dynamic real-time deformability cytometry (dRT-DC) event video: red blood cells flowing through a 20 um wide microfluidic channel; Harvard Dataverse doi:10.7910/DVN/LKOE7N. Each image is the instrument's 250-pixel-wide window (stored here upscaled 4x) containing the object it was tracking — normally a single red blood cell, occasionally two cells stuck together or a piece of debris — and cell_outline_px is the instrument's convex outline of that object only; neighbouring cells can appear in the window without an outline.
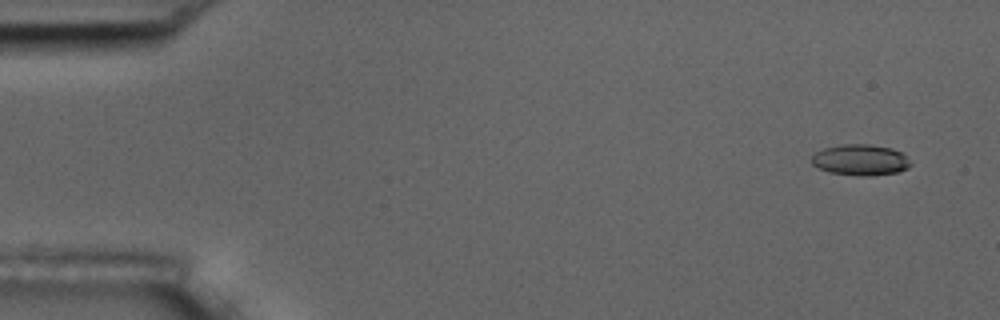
{"species": "common noctule bat (a hibernating species)", "species_latin": "Nyctalus noctula", "temperature_condition": "room temperature", "stored_images_in_passage": 9, "camera_frame_rate_fps": 3000, "um_per_image_px": 0.085, "animal": {"sex": "male", "body_mass_g": 17.5, "forearm_length_mm": 52.3}, "frame": {"image": 1, "passage_image": 1, "time_ms": 0.0, "image_size_px": [1000, 320], "cell_outline_px": [[912, 164], [908, 168], [896, 172], [872, 176], [860, 176], [828, 172], [812, 164], [812, 156], [816, 152], [824, 148], [840, 144], [868, 144], [892, 148], [900, 152]], "centroid_in_image_um": [73.12, 13.59], "position_along_channel_um": 11.9, "area_um2": 17.8}}
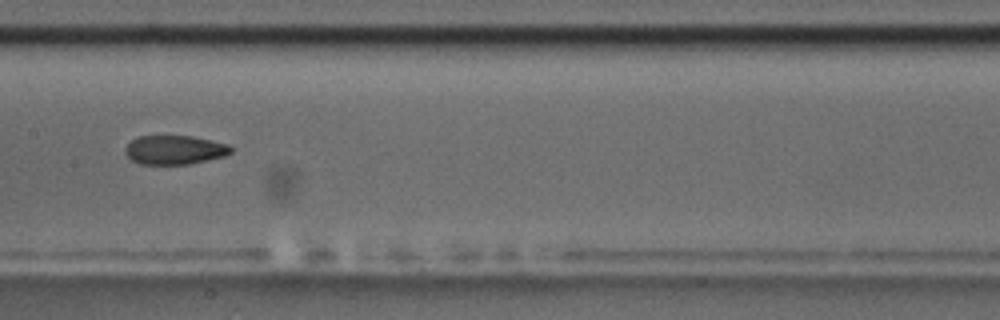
{"frame": {"image": 2, "passage_image": 8, "time_ms": 8.333, "image_size_px": [1000, 320], "cell_outline_px": [[232, 152], [224, 156], [188, 164], [140, 164], [132, 160], [124, 152], [124, 148], [136, 136], [192, 136], [212, 140], [228, 144], [232, 148]], "centroid_in_image_um": [14.83, 12.73], "position_along_channel_um": 192.6, "area_um2": 17.86}}
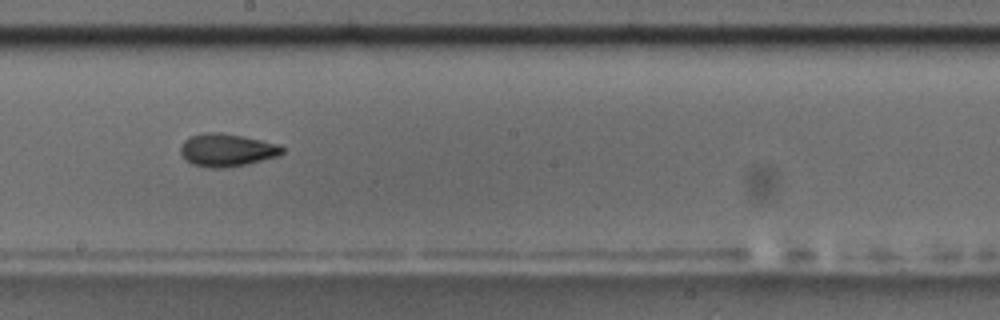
{"frame": {"image": 3, "passage_image": 9, "time_ms": 9.333, "image_size_px": [1000, 320], "cell_outline_px": [[284, 152], [280, 156], [248, 164], [224, 168], [208, 168], [192, 164], [180, 152], [180, 148], [184, 140], [188, 136], [200, 132], [220, 132], [244, 136], [280, 144], [284, 148]], "centroid_in_image_um": [19.31, 12.74], "position_along_channel_um": 228.9, "area_um2": 19.83}}